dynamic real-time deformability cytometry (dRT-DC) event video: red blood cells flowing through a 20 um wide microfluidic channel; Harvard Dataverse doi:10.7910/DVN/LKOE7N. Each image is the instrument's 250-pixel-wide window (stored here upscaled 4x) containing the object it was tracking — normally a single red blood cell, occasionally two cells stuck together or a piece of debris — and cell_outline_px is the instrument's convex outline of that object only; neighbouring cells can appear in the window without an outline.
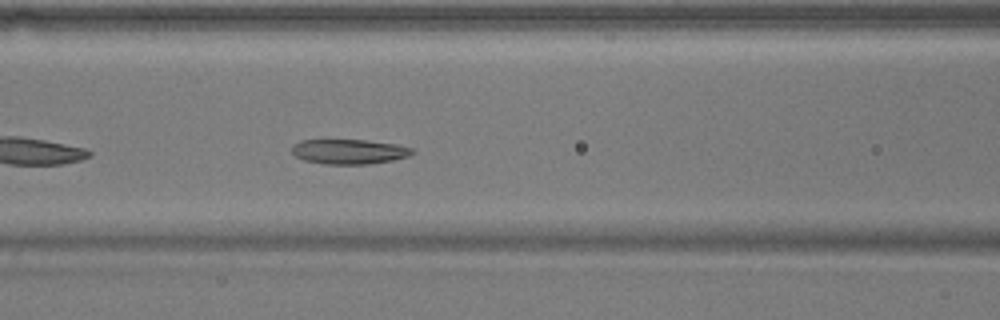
{"species": "common noctule bat (a hibernating species)", "species_latin": "Nyctalus noctula", "temperature_condition": "warm", "stored_images_in_passage": 30, "camera_frame_rate_fps": 3000, "um_per_image_px": 0.085, "animal": {"sex": "male", "body_mass_g": 17.9}, "frame": {"image": 1, "passage_image": 9, "time_ms": 2.667, "image_size_px": [1000, 320], "cell_outline_px": [[416, 152], [408, 156], [392, 160], [368, 164], [324, 164], [304, 160], [296, 156], [292, 152], [292, 148], [300, 140], [324, 136], [364, 140], [396, 144], [412, 148]], "centroid_in_image_um": [29.6, 12.83], "position_along_channel_um": 137.0, "area_um2": 18.21}}
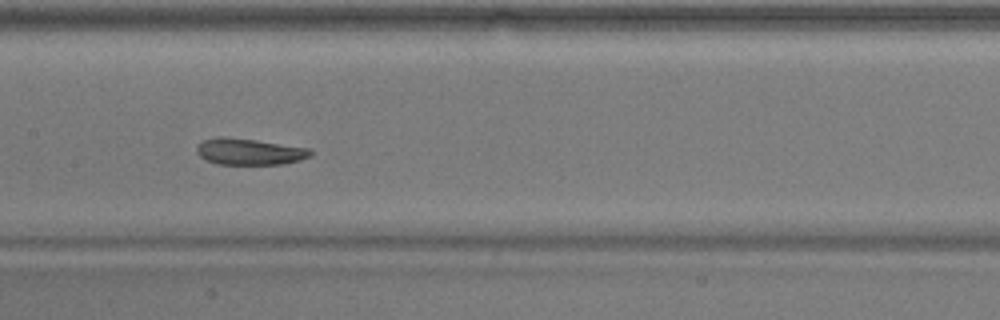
{"frame": {"image": 2, "passage_image": 13, "time_ms": 4.0, "image_size_px": [1000, 320], "cell_outline_px": [[312, 152], [308, 156], [300, 160], [284, 164], [216, 164], [200, 156], [196, 152], [196, 144], [204, 140], [220, 136], [256, 140], [308, 148]], "centroid_in_image_um": [21.15, 12.89], "position_along_channel_um": 186.3, "area_um2": 17.34}, "authors_computed_cell_mechanics": {"area_um2": 17.8891, "velocity_mm_per_s": 3.6993, "shape_relaxation_time_tau1_ms": 3.9924, "shape_relaxation_time_tau2_ms": 4.7663, "deformation_change_tau1": 0.1236, "deformation_change_tau2": 0.1302}}